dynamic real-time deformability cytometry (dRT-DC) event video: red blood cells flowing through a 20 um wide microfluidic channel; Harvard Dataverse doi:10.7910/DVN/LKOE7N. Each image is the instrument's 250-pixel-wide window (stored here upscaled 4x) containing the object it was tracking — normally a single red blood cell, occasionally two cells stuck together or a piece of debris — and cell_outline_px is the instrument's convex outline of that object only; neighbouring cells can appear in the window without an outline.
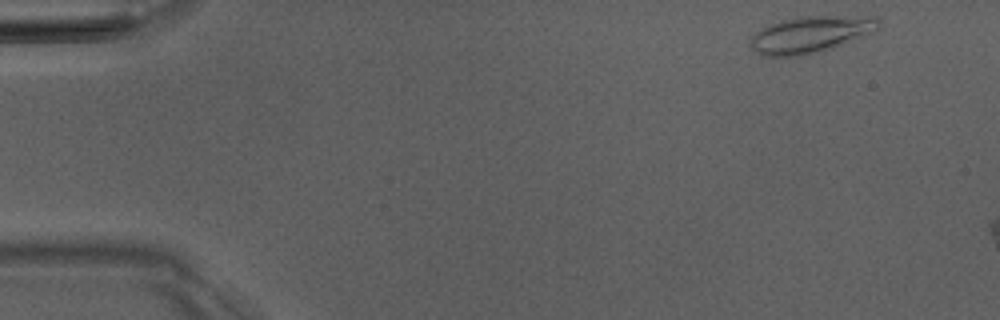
{"species": "Egyptian fruit bat (a non-hibernating species)", "species_latin": "Rousettus aegyptiacus", "temperature_condition": "room temperature", "stored_images_in_passage": 3, "camera_frame_rate_fps": 3000, "um_per_image_px": 0.085, "animal": {"sex": "male"}, "frame": {"image": 1, "passage_image": 1, "time_ms": 0.0, "image_size_px": [1000, 320], "cell_outline_px": [[880, 28], [872, 32], [824, 52], [800, 56], [764, 56], [756, 52], [752, 48], [752, 36], [760, 28], [780, 20], [800, 16], [876, 16], [880, 20]], "centroid_in_image_um": [68.93, 2.92], "position_along_channel_um": 16.1, "area_um2": 27.57}}